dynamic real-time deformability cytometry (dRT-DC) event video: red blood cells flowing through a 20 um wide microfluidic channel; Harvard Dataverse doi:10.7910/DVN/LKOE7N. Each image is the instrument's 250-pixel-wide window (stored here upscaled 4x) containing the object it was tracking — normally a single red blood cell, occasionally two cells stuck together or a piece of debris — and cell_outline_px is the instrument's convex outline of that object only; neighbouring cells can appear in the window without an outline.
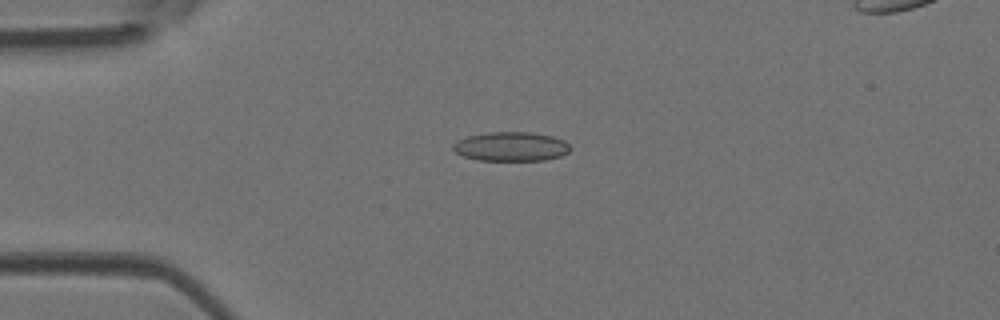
{"species": "Egyptian fruit bat (a non-hibernating species)", "species_latin": "Rousettus aegyptiacus", "temperature_condition": "room temperature", "stored_images_in_passage": 5, "camera_frame_rate_fps": 3000, "um_per_image_px": 0.085, "animal": {"sex": "female"}, "frame": {"image": 1, "passage_image": 3, "time_ms": 0.667, "image_size_px": [1000, 320], "cell_outline_px": [[572, 148], [568, 152], [560, 156], [544, 160], [480, 160], [464, 156], [456, 152], [452, 148], [452, 144], [456, 140], [468, 136], [488, 132], [532, 132], [552, 136], [564, 140]], "centroid_in_image_um": [43.44, 12.44], "position_along_channel_um": 41.6, "area_um2": 19.94}}
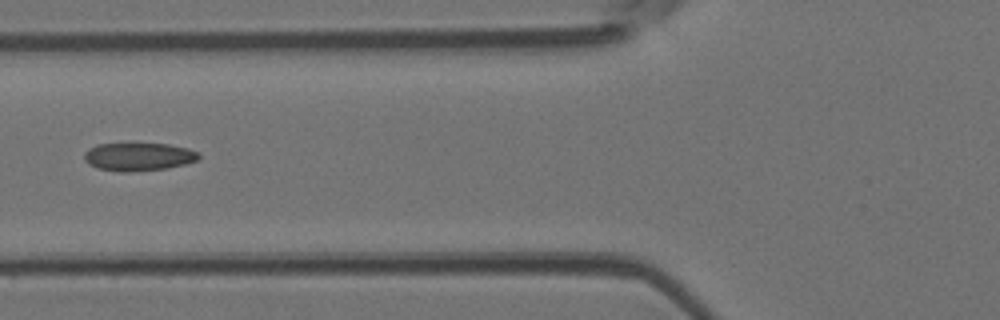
{"frame": {"image": 2, "passage_image": 5, "time_ms": 1.333, "image_size_px": [1000, 320], "cell_outline_px": [[200, 156], [196, 160], [184, 164], [168, 168], [128, 172], [120, 172], [96, 168], [88, 164], [84, 160], [84, 152], [88, 148], [96, 144], [168, 144], [188, 148], [200, 152]], "centroid_in_image_um": [11.74, 13.32], "position_along_channel_um": 114.1, "area_um2": 18.84}}